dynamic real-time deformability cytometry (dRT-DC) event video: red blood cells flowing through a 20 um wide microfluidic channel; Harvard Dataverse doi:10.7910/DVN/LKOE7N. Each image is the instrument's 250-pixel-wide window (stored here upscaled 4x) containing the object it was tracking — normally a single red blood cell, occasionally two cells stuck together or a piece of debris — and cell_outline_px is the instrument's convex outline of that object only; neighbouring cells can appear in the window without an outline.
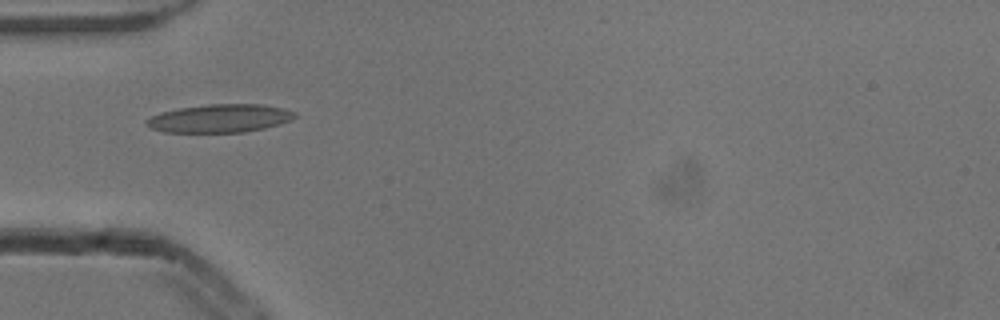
{"species": "common noctule bat (a hibernating species)", "species_latin": "Nyctalus noctula", "temperature_condition": "cold", "stored_images_in_passage": 3, "camera_frame_rate_fps": 3000, "um_per_image_px": 0.085, "animal": {"sex": "male", "body_mass_g": 13.3}, "frame": {"image": 1, "passage_image": 1, "time_ms": 0.0, "image_size_px": [1000, 320], "cell_outline_px": [[296, 116], [292, 120], [280, 124], [264, 128], [244, 132], [164, 132], [148, 128], [144, 124], [152, 116], [160, 112], [180, 108], [208, 104], [260, 104], [284, 108], [296, 112]], "centroid_in_image_um": [18.69, 10.06], "position_along_channel_um": 66.3, "area_um2": 24.45}}
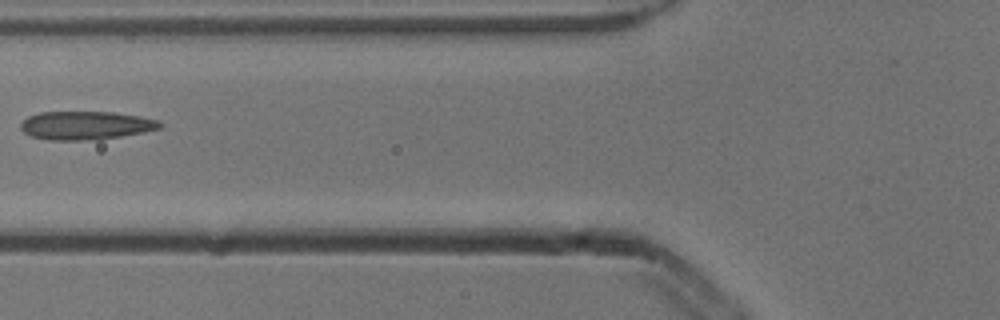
{"frame": {"image": 2, "passage_image": 2, "time_ms": 0.333, "image_size_px": [1000, 320], "cell_outline_px": [[164, 124], [160, 128], [144, 132], [120, 136], [84, 140], [48, 140], [32, 136], [24, 132], [20, 128], [20, 124], [28, 116], [40, 112], [112, 112], [140, 116], [160, 120]], "centroid_in_image_um": [7.3, 10.65], "position_along_channel_um": 118.5, "area_um2": 22.95}}
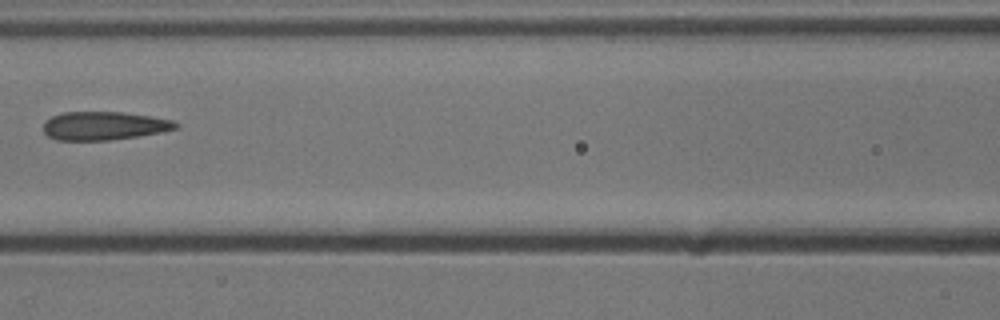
{"frame": {"image": 3, "passage_image": 3, "time_ms": 0.667, "image_size_px": [1000, 320], "cell_outline_px": [[180, 128], [160, 132], [136, 136], [108, 140], [56, 140], [48, 136], [44, 132], [44, 120], [52, 116], [64, 112], [124, 112], [152, 116], [172, 120], [180, 124]], "centroid_in_image_um": [8.85, 10.68], "position_along_channel_um": 157.7, "area_um2": 21.96}}